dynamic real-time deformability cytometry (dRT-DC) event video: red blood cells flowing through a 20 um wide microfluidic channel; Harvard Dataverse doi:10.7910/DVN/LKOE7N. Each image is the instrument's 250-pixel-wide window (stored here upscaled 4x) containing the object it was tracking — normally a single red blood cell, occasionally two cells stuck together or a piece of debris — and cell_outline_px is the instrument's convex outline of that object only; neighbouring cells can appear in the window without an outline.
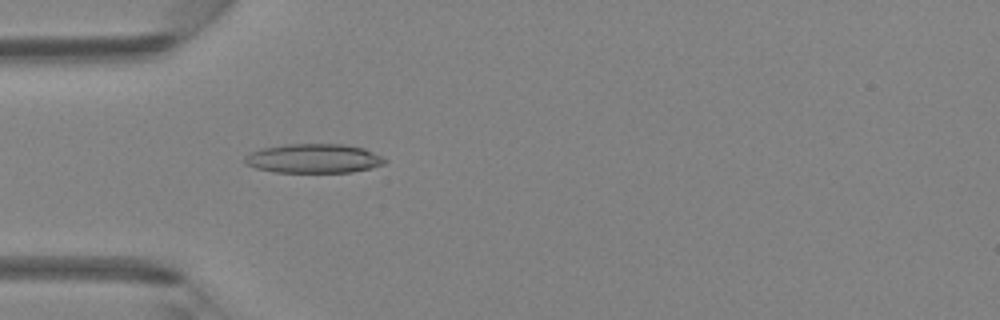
{"species": "Egyptian fruit bat (a non-hibernating species)", "species_latin": "Rousettus aegyptiacus", "temperature_condition": "room temperature", "stored_images_in_passage": 4, "camera_frame_rate_fps": 3000, "um_per_image_px": 0.085, "animal": {"sex": "female"}, "frame": {"image": 1, "passage_image": 4, "time_ms": 4.333, "image_size_px": [1000, 320], "cell_outline_px": [[388, 160], [384, 164], [372, 168], [352, 172], [276, 172], [256, 168], [244, 164], [244, 156], [248, 152], [260, 148], [284, 144], [344, 144], [364, 148]], "centroid_in_image_um": [26.62, 13.46], "position_along_channel_um": 58.4, "area_um2": 24.04}}